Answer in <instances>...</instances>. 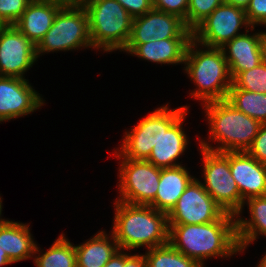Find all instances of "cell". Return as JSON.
<instances>
[{
	"instance_id": "1",
	"label": "cell",
	"mask_w": 266,
	"mask_h": 267,
	"mask_svg": "<svg viewBox=\"0 0 266 267\" xmlns=\"http://www.w3.org/2000/svg\"><path fill=\"white\" fill-rule=\"evenodd\" d=\"M235 217L226 212L211 223L169 225V243L202 267L209 257L231 256L241 252Z\"/></svg>"
},
{
	"instance_id": "2",
	"label": "cell",
	"mask_w": 266,
	"mask_h": 267,
	"mask_svg": "<svg viewBox=\"0 0 266 267\" xmlns=\"http://www.w3.org/2000/svg\"><path fill=\"white\" fill-rule=\"evenodd\" d=\"M113 235L120 249H147L169 243L167 213L150 205H133L115 201Z\"/></svg>"
},
{
	"instance_id": "3",
	"label": "cell",
	"mask_w": 266,
	"mask_h": 267,
	"mask_svg": "<svg viewBox=\"0 0 266 267\" xmlns=\"http://www.w3.org/2000/svg\"><path fill=\"white\" fill-rule=\"evenodd\" d=\"M197 44L194 39L189 42L184 61L186 73L198 86L191 95L204 103L226 100L233 79L223 50L207 47L195 51Z\"/></svg>"
},
{
	"instance_id": "4",
	"label": "cell",
	"mask_w": 266,
	"mask_h": 267,
	"mask_svg": "<svg viewBox=\"0 0 266 267\" xmlns=\"http://www.w3.org/2000/svg\"><path fill=\"white\" fill-rule=\"evenodd\" d=\"M210 124V138L221 146L215 149L205 141L200 146L214 152L247 151L258 134L261 123L235 109L226 100L204 103Z\"/></svg>"
},
{
	"instance_id": "5",
	"label": "cell",
	"mask_w": 266,
	"mask_h": 267,
	"mask_svg": "<svg viewBox=\"0 0 266 267\" xmlns=\"http://www.w3.org/2000/svg\"><path fill=\"white\" fill-rule=\"evenodd\" d=\"M93 48L124 51L131 36L133 17L117 0H83Z\"/></svg>"
},
{
	"instance_id": "6",
	"label": "cell",
	"mask_w": 266,
	"mask_h": 267,
	"mask_svg": "<svg viewBox=\"0 0 266 267\" xmlns=\"http://www.w3.org/2000/svg\"><path fill=\"white\" fill-rule=\"evenodd\" d=\"M92 47L88 15L81 3H66L57 13L51 28L36 46V56L53 51Z\"/></svg>"
},
{
	"instance_id": "7",
	"label": "cell",
	"mask_w": 266,
	"mask_h": 267,
	"mask_svg": "<svg viewBox=\"0 0 266 267\" xmlns=\"http://www.w3.org/2000/svg\"><path fill=\"white\" fill-rule=\"evenodd\" d=\"M187 106L170 110L163 106L148 115L126 132L119 154L131 160H146L155 144L182 115L187 114Z\"/></svg>"
},
{
	"instance_id": "8",
	"label": "cell",
	"mask_w": 266,
	"mask_h": 267,
	"mask_svg": "<svg viewBox=\"0 0 266 267\" xmlns=\"http://www.w3.org/2000/svg\"><path fill=\"white\" fill-rule=\"evenodd\" d=\"M204 162V183L208 194L225 210L239 216L246 203L232 177L229 166V152H214L200 148ZM206 184V185H205Z\"/></svg>"
},
{
	"instance_id": "9",
	"label": "cell",
	"mask_w": 266,
	"mask_h": 267,
	"mask_svg": "<svg viewBox=\"0 0 266 267\" xmlns=\"http://www.w3.org/2000/svg\"><path fill=\"white\" fill-rule=\"evenodd\" d=\"M122 158L119 168L120 197L117 201L133 205H149L156 196L161 168L146 160Z\"/></svg>"
},
{
	"instance_id": "10",
	"label": "cell",
	"mask_w": 266,
	"mask_h": 267,
	"mask_svg": "<svg viewBox=\"0 0 266 267\" xmlns=\"http://www.w3.org/2000/svg\"><path fill=\"white\" fill-rule=\"evenodd\" d=\"M244 25L246 32L250 24L246 18L245 9L222 3L193 31L192 37L200 46L221 48L231 41ZM200 43V44H199Z\"/></svg>"
},
{
	"instance_id": "11",
	"label": "cell",
	"mask_w": 266,
	"mask_h": 267,
	"mask_svg": "<svg viewBox=\"0 0 266 267\" xmlns=\"http://www.w3.org/2000/svg\"><path fill=\"white\" fill-rule=\"evenodd\" d=\"M225 210L193 179L167 214L168 225L205 224L219 220Z\"/></svg>"
},
{
	"instance_id": "12",
	"label": "cell",
	"mask_w": 266,
	"mask_h": 267,
	"mask_svg": "<svg viewBox=\"0 0 266 267\" xmlns=\"http://www.w3.org/2000/svg\"><path fill=\"white\" fill-rule=\"evenodd\" d=\"M164 39H193L192 31L177 15L156 9L133 18L128 44H142Z\"/></svg>"
},
{
	"instance_id": "13",
	"label": "cell",
	"mask_w": 266,
	"mask_h": 267,
	"mask_svg": "<svg viewBox=\"0 0 266 267\" xmlns=\"http://www.w3.org/2000/svg\"><path fill=\"white\" fill-rule=\"evenodd\" d=\"M36 60L35 44L14 25L0 26V76L23 78Z\"/></svg>"
},
{
	"instance_id": "14",
	"label": "cell",
	"mask_w": 266,
	"mask_h": 267,
	"mask_svg": "<svg viewBox=\"0 0 266 267\" xmlns=\"http://www.w3.org/2000/svg\"><path fill=\"white\" fill-rule=\"evenodd\" d=\"M43 101L26 79L0 76V122L28 115Z\"/></svg>"
},
{
	"instance_id": "15",
	"label": "cell",
	"mask_w": 266,
	"mask_h": 267,
	"mask_svg": "<svg viewBox=\"0 0 266 267\" xmlns=\"http://www.w3.org/2000/svg\"><path fill=\"white\" fill-rule=\"evenodd\" d=\"M229 166L242 199L266 196V164L246 151L229 152Z\"/></svg>"
},
{
	"instance_id": "16",
	"label": "cell",
	"mask_w": 266,
	"mask_h": 267,
	"mask_svg": "<svg viewBox=\"0 0 266 267\" xmlns=\"http://www.w3.org/2000/svg\"><path fill=\"white\" fill-rule=\"evenodd\" d=\"M65 4L62 0H32L14 26L37 46Z\"/></svg>"
},
{
	"instance_id": "17",
	"label": "cell",
	"mask_w": 266,
	"mask_h": 267,
	"mask_svg": "<svg viewBox=\"0 0 266 267\" xmlns=\"http://www.w3.org/2000/svg\"><path fill=\"white\" fill-rule=\"evenodd\" d=\"M263 33L260 32L251 36L247 33L241 34L221 47L233 80L241 72L251 70L261 64L260 43ZM226 50L229 54L226 53Z\"/></svg>"
},
{
	"instance_id": "18",
	"label": "cell",
	"mask_w": 266,
	"mask_h": 267,
	"mask_svg": "<svg viewBox=\"0 0 266 267\" xmlns=\"http://www.w3.org/2000/svg\"><path fill=\"white\" fill-rule=\"evenodd\" d=\"M192 39H164L142 44H127L130 54L161 64L184 63L186 50Z\"/></svg>"
},
{
	"instance_id": "19",
	"label": "cell",
	"mask_w": 266,
	"mask_h": 267,
	"mask_svg": "<svg viewBox=\"0 0 266 267\" xmlns=\"http://www.w3.org/2000/svg\"><path fill=\"white\" fill-rule=\"evenodd\" d=\"M185 115H182L166 132H163L146 161L159 168L181 166L180 163H176V160L185 151L188 144L186 134L182 131Z\"/></svg>"
},
{
	"instance_id": "20",
	"label": "cell",
	"mask_w": 266,
	"mask_h": 267,
	"mask_svg": "<svg viewBox=\"0 0 266 267\" xmlns=\"http://www.w3.org/2000/svg\"><path fill=\"white\" fill-rule=\"evenodd\" d=\"M193 179L185 166L161 168L156 196L149 205L168 214Z\"/></svg>"
},
{
	"instance_id": "21",
	"label": "cell",
	"mask_w": 266,
	"mask_h": 267,
	"mask_svg": "<svg viewBox=\"0 0 266 267\" xmlns=\"http://www.w3.org/2000/svg\"><path fill=\"white\" fill-rule=\"evenodd\" d=\"M29 231V226L23 223L9 220L0 223V247L13 263L40 251Z\"/></svg>"
},
{
	"instance_id": "22",
	"label": "cell",
	"mask_w": 266,
	"mask_h": 267,
	"mask_svg": "<svg viewBox=\"0 0 266 267\" xmlns=\"http://www.w3.org/2000/svg\"><path fill=\"white\" fill-rule=\"evenodd\" d=\"M105 233L100 231L89 241L74 246L77 267H104L113 255L120 250L113 233L111 234L112 243Z\"/></svg>"
},
{
	"instance_id": "23",
	"label": "cell",
	"mask_w": 266,
	"mask_h": 267,
	"mask_svg": "<svg viewBox=\"0 0 266 267\" xmlns=\"http://www.w3.org/2000/svg\"><path fill=\"white\" fill-rule=\"evenodd\" d=\"M251 215L249 220H236L237 239L243 251L249 243L256 240L258 233L266 236V196L251 197L246 200Z\"/></svg>"
},
{
	"instance_id": "24",
	"label": "cell",
	"mask_w": 266,
	"mask_h": 267,
	"mask_svg": "<svg viewBox=\"0 0 266 267\" xmlns=\"http://www.w3.org/2000/svg\"><path fill=\"white\" fill-rule=\"evenodd\" d=\"M226 101L261 124L266 123V94L243 89H229Z\"/></svg>"
},
{
	"instance_id": "25",
	"label": "cell",
	"mask_w": 266,
	"mask_h": 267,
	"mask_svg": "<svg viewBox=\"0 0 266 267\" xmlns=\"http://www.w3.org/2000/svg\"><path fill=\"white\" fill-rule=\"evenodd\" d=\"M37 267H77L76 250L73 244L60 235L48 251L35 257Z\"/></svg>"
},
{
	"instance_id": "26",
	"label": "cell",
	"mask_w": 266,
	"mask_h": 267,
	"mask_svg": "<svg viewBox=\"0 0 266 267\" xmlns=\"http://www.w3.org/2000/svg\"><path fill=\"white\" fill-rule=\"evenodd\" d=\"M147 267H202L195 260L176 250L170 243L145 253Z\"/></svg>"
},
{
	"instance_id": "27",
	"label": "cell",
	"mask_w": 266,
	"mask_h": 267,
	"mask_svg": "<svg viewBox=\"0 0 266 267\" xmlns=\"http://www.w3.org/2000/svg\"><path fill=\"white\" fill-rule=\"evenodd\" d=\"M230 89H243L254 93L266 94V65L261 63L251 70L241 72Z\"/></svg>"
},
{
	"instance_id": "28",
	"label": "cell",
	"mask_w": 266,
	"mask_h": 267,
	"mask_svg": "<svg viewBox=\"0 0 266 267\" xmlns=\"http://www.w3.org/2000/svg\"><path fill=\"white\" fill-rule=\"evenodd\" d=\"M222 3L223 0H189L187 16L184 20L186 27L193 31Z\"/></svg>"
},
{
	"instance_id": "29",
	"label": "cell",
	"mask_w": 266,
	"mask_h": 267,
	"mask_svg": "<svg viewBox=\"0 0 266 267\" xmlns=\"http://www.w3.org/2000/svg\"><path fill=\"white\" fill-rule=\"evenodd\" d=\"M32 0H0V26L14 25Z\"/></svg>"
},
{
	"instance_id": "30",
	"label": "cell",
	"mask_w": 266,
	"mask_h": 267,
	"mask_svg": "<svg viewBox=\"0 0 266 267\" xmlns=\"http://www.w3.org/2000/svg\"><path fill=\"white\" fill-rule=\"evenodd\" d=\"M189 0H153V9L174 14L185 20Z\"/></svg>"
},
{
	"instance_id": "31",
	"label": "cell",
	"mask_w": 266,
	"mask_h": 267,
	"mask_svg": "<svg viewBox=\"0 0 266 267\" xmlns=\"http://www.w3.org/2000/svg\"><path fill=\"white\" fill-rule=\"evenodd\" d=\"M245 12L251 30H254L255 24L266 25V0H251Z\"/></svg>"
},
{
	"instance_id": "32",
	"label": "cell",
	"mask_w": 266,
	"mask_h": 267,
	"mask_svg": "<svg viewBox=\"0 0 266 267\" xmlns=\"http://www.w3.org/2000/svg\"><path fill=\"white\" fill-rule=\"evenodd\" d=\"M260 163L266 164V123H262L258 134L246 151Z\"/></svg>"
},
{
	"instance_id": "33",
	"label": "cell",
	"mask_w": 266,
	"mask_h": 267,
	"mask_svg": "<svg viewBox=\"0 0 266 267\" xmlns=\"http://www.w3.org/2000/svg\"><path fill=\"white\" fill-rule=\"evenodd\" d=\"M133 17H139L153 9V0H117Z\"/></svg>"
},
{
	"instance_id": "34",
	"label": "cell",
	"mask_w": 266,
	"mask_h": 267,
	"mask_svg": "<svg viewBox=\"0 0 266 267\" xmlns=\"http://www.w3.org/2000/svg\"><path fill=\"white\" fill-rule=\"evenodd\" d=\"M124 267H147V261L144 255L124 253Z\"/></svg>"
},
{
	"instance_id": "35",
	"label": "cell",
	"mask_w": 266,
	"mask_h": 267,
	"mask_svg": "<svg viewBox=\"0 0 266 267\" xmlns=\"http://www.w3.org/2000/svg\"><path fill=\"white\" fill-rule=\"evenodd\" d=\"M104 267H124V252L118 250Z\"/></svg>"
},
{
	"instance_id": "36",
	"label": "cell",
	"mask_w": 266,
	"mask_h": 267,
	"mask_svg": "<svg viewBox=\"0 0 266 267\" xmlns=\"http://www.w3.org/2000/svg\"><path fill=\"white\" fill-rule=\"evenodd\" d=\"M251 0H223V3L240 7L246 10Z\"/></svg>"
},
{
	"instance_id": "37",
	"label": "cell",
	"mask_w": 266,
	"mask_h": 267,
	"mask_svg": "<svg viewBox=\"0 0 266 267\" xmlns=\"http://www.w3.org/2000/svg\"><path fill=\"white\" fill-rule=\"evenodd\" d=\"M261 63L266 65V32L263 33L260 43Z\"/></svg>"
},
{
	"instance_id": "38",
	"label": "cell",
	"mask_w": 266,
	"mask_h": 267,
	"mask_svg": "<svg viewBox=\"0 0 266 267\" xmlns=\"http://www.w3.org/2000/svg\"><path fill=\"white\" fill-rule=\"evenodd\" d=\"M13 263L7 256L6 252L0 247V266Z\"/></svg>"
},
{
	"instance_id": "39",
	"label": "cell",
	"mask_w": 266,
	"mask_h": 267,
	"mask_svg": "<svg viewBox=\"0 0 266 267\" xmlns=\"http://www.w3.org/2000/svg\"><path fill=\"white\" fill-rule=\"evenodd\" d=\"M257 267H266V254L261 259V262H259V265Z\"/></svg>"
},
{
	"instance_id": "40",
	"label": "cell",
	"mask_w": 266,
	"mask_h": 267,
	"mask_svg": "<svg viewBox=\"0 0 266 267\" xmlns=\"http://www.w3.org/2000/svg\"><path fill=\"white\" fill-rule=\"evenodd\" d=\"M66 3H81L83 0H62Z\"/></svg>"
},
{
	"instance_id": "41",
	"label": "cell",
	"mask_w": 266,
	"mask_h": 267,
	"mask_svg": "<svg viewBox=\"0 0 266 267\" xmlns=\"http://www.w3.org/2000/svg\"><path fill=\"white\" fill-rule=\"evenodd\" d=\"M1 211H2V200L0 197V216H1ZM5 219L0 218V223L3 222Z\"/></svg>"
}]
</instances>
